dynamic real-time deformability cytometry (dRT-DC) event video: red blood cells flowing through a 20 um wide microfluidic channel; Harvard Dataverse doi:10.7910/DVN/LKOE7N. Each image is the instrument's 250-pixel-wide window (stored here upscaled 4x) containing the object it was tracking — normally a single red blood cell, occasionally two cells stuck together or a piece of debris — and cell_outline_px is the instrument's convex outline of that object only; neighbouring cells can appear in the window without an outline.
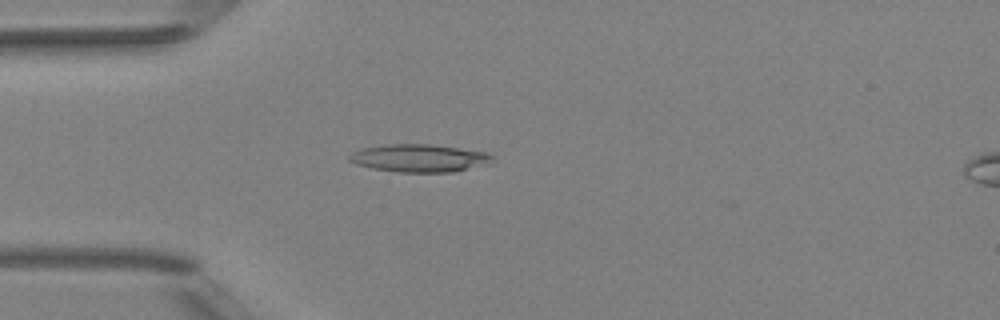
{"species": "Egyptian fruit bat (a non-hibernating species)", "species_latin": "Rousettus aegyptiacus", "temperature_condition": "room temperature", "stored_images_in_passage": 4, "camera_frame_rate_fps": 3000, "um_per_image_px": 0.085, "animal": {"sex": "female"}, "frame": {"image": 1, "passage_image": 4, "time_ms": 1.0, "image_size_px": [1000, 320], "cell_outline_px": [[496, 156], [492, 164], [452, 172], [396, 172], [372, 168], [356, 164], [348, 160], [348, 156], [352, 152], [360, 148], [388, 144], [428, 144], [488, 152]], "centroid_in_image_um": [35.69, 13.44], "position_along_channel_um": 49.3, "area_um2": 23.47}}